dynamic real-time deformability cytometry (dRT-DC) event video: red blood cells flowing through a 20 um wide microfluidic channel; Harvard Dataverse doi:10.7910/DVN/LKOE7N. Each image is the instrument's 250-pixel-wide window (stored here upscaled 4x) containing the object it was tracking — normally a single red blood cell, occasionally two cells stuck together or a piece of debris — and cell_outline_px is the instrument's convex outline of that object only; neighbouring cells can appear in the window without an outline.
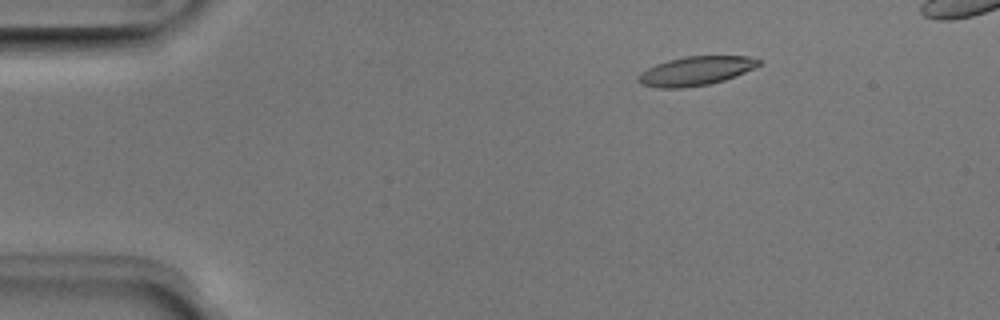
{"species": "Egyptian fruit bat (a non-hibernating species)", "species_latin": "Rousettus aegyptiacus", "temperature_condition": "room temperature", "stored_images_in_passage": 49, "camera_frame_rate_fps": 3000, "um_per_image_px": 0.085, "animal": {"sex": "male"}, "frame": {"image": 1, "passage_image": 8, "time_ms": 2.333, "image_size_px": [1000, 320], "cell_outline_px": [[760, 64], [744, 72], [724, 80], [708, 84], [680, 88], [660, 88], [640, 84], [636, 80], [640, 72], [656, 64], [668, 60], [684, 56], [748, 56], [760, 60]], "centroid_in_image_um": [59.08, 6.03], "position_along_channel_um": 25.9, "area_um2": 20.17}}
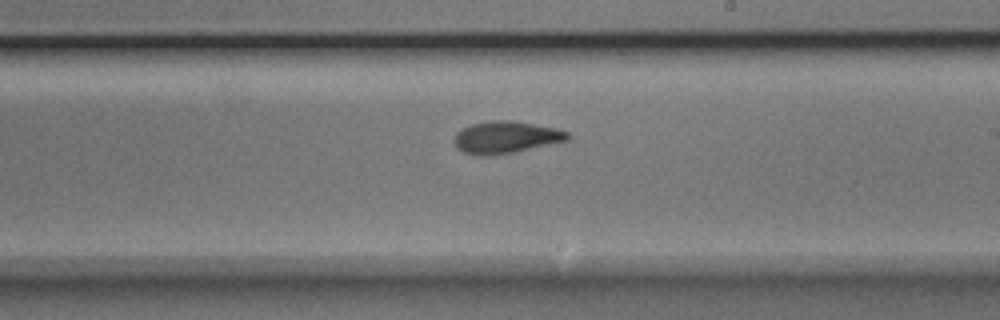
{"frame": {"image": 2, "passage_image": 30, "time_ms": 9.667, "image_size_px": [1000, 320], "cell_outline_px": [[572, 136], [568, 140], [516, 152], [492, 156], [480, 156], [464, 152], [456, 148], [452, 140], [456, 132], [472, 124], [492, 120], [512, 120], [556, 128], [568, 132]], "centroid_in_image_um": [42.98, 11.68], "position_along_channel_um": 246.0, "area_um2": 21.44}}
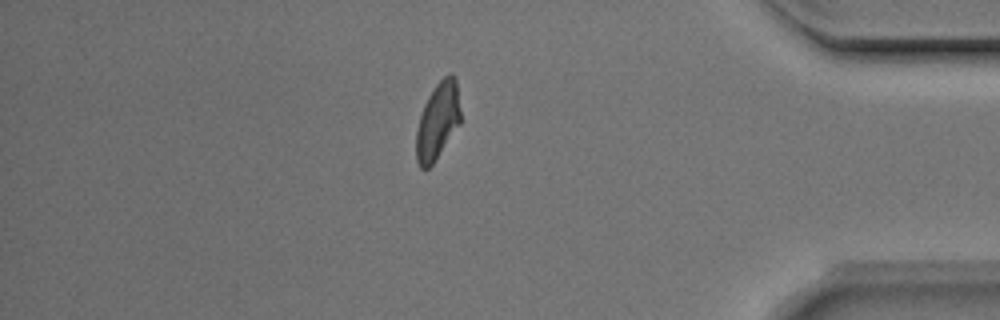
{"frame": {"image": 3, "passage_image": 44, "time_ms": 14.333, "image_size_px": [1000, 320], "cell_outline_px": [[460, 124], [432, 164], [428, 168], [420, 168], [416, 160], [416, 132], [420, 116], [424, 104], [428, 96], [436, 84], [448, 72], [452, 72], [456, 80], [460, 112]], "centroid_in_image_um": [37.2, 10.26], "position_along_channel_um": 398.0, "area_um2": 19.71}}